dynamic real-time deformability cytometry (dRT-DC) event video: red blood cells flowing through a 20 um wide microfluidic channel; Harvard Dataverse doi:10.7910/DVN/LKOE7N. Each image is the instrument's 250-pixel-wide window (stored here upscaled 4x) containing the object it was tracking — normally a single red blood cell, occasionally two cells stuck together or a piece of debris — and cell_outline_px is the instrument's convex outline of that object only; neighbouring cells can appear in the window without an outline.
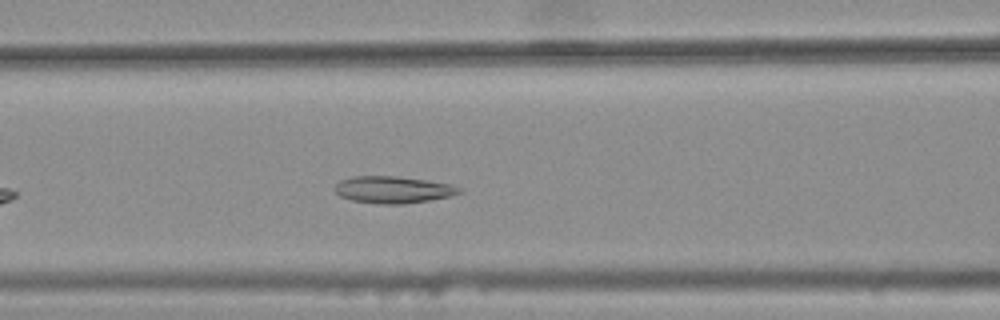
{"species": "common noctule bat (a hibernating species)", "species_latin": "Nyctalus noctula", "temperature_condition": "warm", "stored_images_in_passage": 27, "camera_frame_rate_fps": 3000, "um_per_image_px": 0.085, "animal": {"sex": "female", "body_mass_g": 25.1}, "frame": {"image": 1, "passage_image": 10, "time_ms": 3.0, "image_size_px": [1000, 320], "cell_outline_px": [[464, 192], [432, 200], [404, 204], [380, 204], [352, 200], [340, 196], [332, 188], [340, 180], [352, 176], [396, 176], [424, 180], [448, 184], [460, 188]], "centroid_in_image_um": [33.37, 16.13], "position_along_channel_um": 133.2, "area_um2": 19.48}}
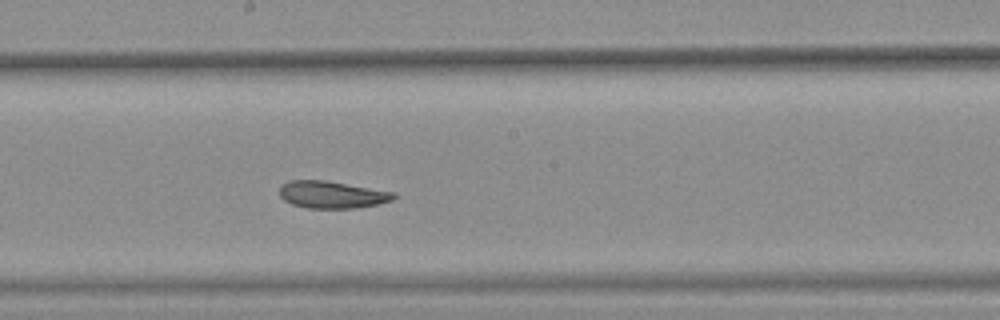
{"frame": {"image": 2, "passage_image": 17, "time_ms": 5.333, "image_size_px": [1000, 320], "cell_outline_px": [[396, 196], [392, 200], [376, 204], [356, 208], [308, 208], [292, 204], [284, 200], [280, 196], [280, 188], [284, 184], [292, 180], [324, 180], [396, 192]], "centroid_in_image_um": [28.23, 16.54], "position_along_channel_um": 220.0, "area_um2": 17.92}}
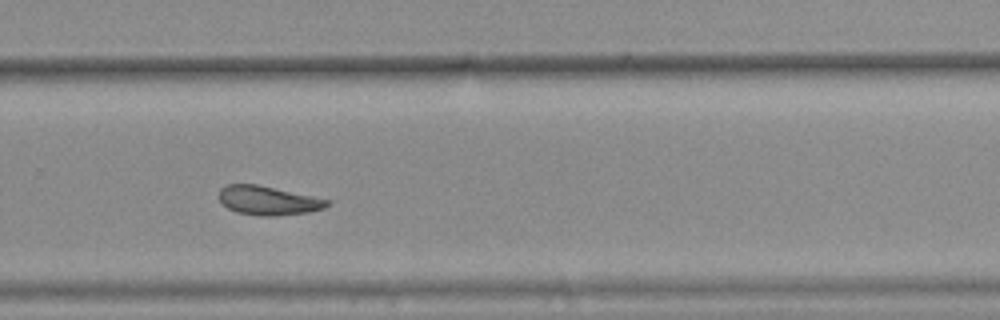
{"frame": {"image": 3, "passage_image": 24, "time_ms": 7.667, "image_size_px": [1000, 320], "cell_outline_px": [[332, 204], [324, 208], [308, 212], [276, 216], [260, 216], [236, 212], [228, 208], [216, 196], [220, 188], [224, 184], [256, 184], [332, 200]], "centroid_in_image_um": [22.78, 17.04], "position_along_channel_um": 307.0, "area_um2": 18.5}, "authors_computed_cell_mechanics": {"area_um2": 19.1318, "velocity_mm_per_s": 3.7303, "shape_relaxation_time_tau1_ms": null, "shape_relaxation_time_tau2_ms": 2.3153, "deformation_change_tau1": null, "deformation_change_tau2": 0.0818}}